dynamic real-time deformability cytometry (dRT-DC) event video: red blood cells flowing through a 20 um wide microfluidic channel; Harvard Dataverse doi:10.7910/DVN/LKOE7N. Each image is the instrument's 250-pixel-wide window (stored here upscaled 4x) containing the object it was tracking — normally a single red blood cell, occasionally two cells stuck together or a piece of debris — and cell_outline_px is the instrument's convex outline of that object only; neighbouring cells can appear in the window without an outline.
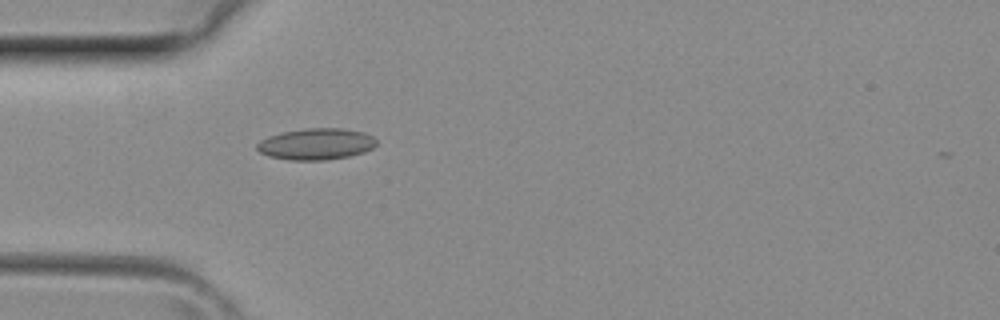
{"species": "common noctule bat (a hibernating species)", "species_latin": "Nyctalus noctula", "temperature_condition": "room temperature", "stored_images_in_passage": 1, "camera_frame_rate_fps": 3000, "um_per_image_px": 0.085, "animal": {"sex": "female", "body_mass_g": 29.2, "forearm_length_mm": 56.3}, "frame": {"image": 1, "passage_image": 1, "time_ms": 0.0, "image_size_px": [1000, 320], "cell_outline_px": [[376, 144], [372, 148], [364, 152], [348, 156], [324, 160], [288, 160], [268, 156], [260, 152], [256, 148], [256, 144], [260, 140], [268, 136], [280, 132], [308, 128], [340, 128], [364, 132], [372, 136], [376, 140]], "centroid_in_image_um": [26.84, 12.24], "position_along_channel_um": 58.2, "area_um2": 21.91}}